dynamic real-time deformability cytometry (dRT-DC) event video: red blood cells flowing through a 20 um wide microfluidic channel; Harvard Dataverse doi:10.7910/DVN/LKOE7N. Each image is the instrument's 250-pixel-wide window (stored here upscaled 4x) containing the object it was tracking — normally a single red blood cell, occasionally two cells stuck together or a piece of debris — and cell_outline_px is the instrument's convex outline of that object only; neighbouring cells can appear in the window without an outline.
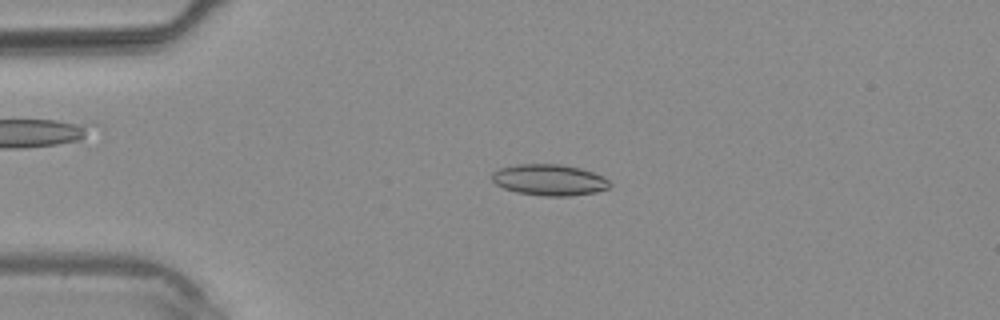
{"species": "common noctule bat (a hibernating species)", "species_latin": "Nyctalus noctula", "temperature_condition": "warm", "stored_images_in_passage": 37, "camera_frame_rate_fps": 3000, "um_per_image_px": 0.085, "animal": {"sex": "male", "body_mass_g": 20.4}, "frame": {"image": 1, "passage_image": 8, "time_ms": 2.333, "image_size_px": [1000, 320], "cell_outline_px": [[612, 184], [608, 188], [596, 192], [568, 196], [544, 196], [516, 192], [504, 188], [496, 184], [492, 180], [492, 172], [500, 168], [516, 164], [560, 164], [580, 168], [604, 176]], "centroid_in_image_um": [46.7, 15.29], "position_along_channel_um": 38.3, "area_um2": 21.44}}
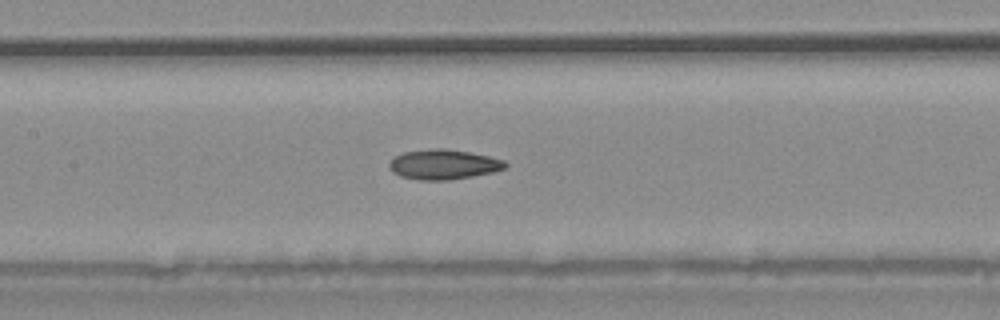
{"frame": {"image": 2, "passage_image": 17, "time_ms": 5.333, "image_size_px": [1000, 320], "cell_outline_px": [[508, 164], [504, 168], [492, 172], [472, 176], [448, 180], [420, 180], [400, 176], [392, 172], [388, 168], [388, 164], [396, 156], [404, 152], [432, 148], [444, 148], [468, 152], [488, 156], [504, 160]], "centroid_in_image_um": [37.67, 13.98], "position_along_channel_um": 169.7, "area_um2": 20.11}}
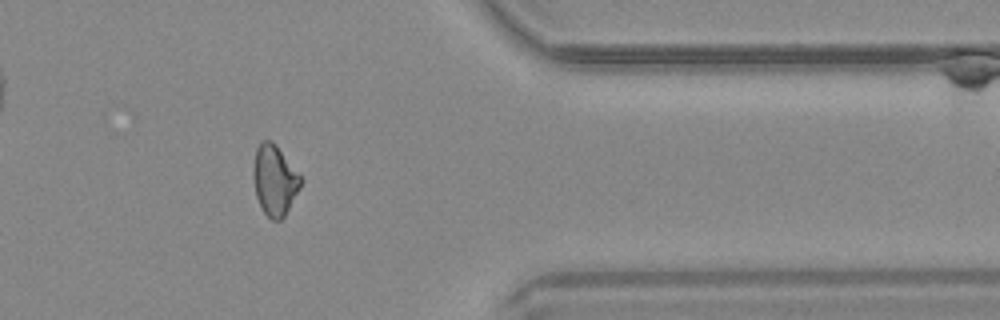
{"frame": {"image": 3, "passage_image": 30, "time_ms": 9.667, "image_size_px": [1000, 320], "cell_outline_px": [[304, 180], [300, 188], [284, 216], [280, 220], [272, 220], [264, 212], [256, 196], [252, 176], [252, 172], [256, 148], [264, 140], [272, 140], [276, 144]], "centroid_in_image_um": [23.34, 15.3], "position_along_channel_um": 388.1, "area_um2": 19.42}}